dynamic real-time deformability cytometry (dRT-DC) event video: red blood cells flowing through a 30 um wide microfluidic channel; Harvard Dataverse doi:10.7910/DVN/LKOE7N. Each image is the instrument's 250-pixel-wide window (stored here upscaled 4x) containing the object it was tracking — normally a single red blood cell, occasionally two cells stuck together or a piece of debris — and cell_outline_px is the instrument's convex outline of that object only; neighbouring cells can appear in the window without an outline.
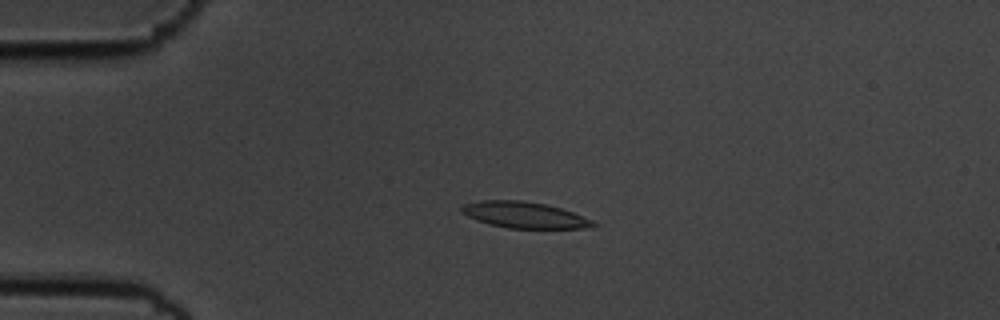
{"species": "common noctule bat (a hibernating species)", "species_latin": "Nyctalus noctula", "temperature_condition": "cold", "stored_images_in_passage": 56, "camera_frame_rate_fps": 3000, "um_per_image_px": 0.085, "animal": {"sex": "male", "body_mass_g": 19.5, "forearm_length_mm": 54.6}, "frame": {"image": 1, "passage_image": 13, "time_ms": 4.0, "image_size_px": [1000, 320], "cell_outline_px": [[596, 228], [508, 228], [488, 224], [476, 220], [460, 212], [460, 208], [464, 204], [480, 200], [520, 200], [544, 204], [560, 208], [572, 212], [592, 220], [596, 224]], "centroid_in_image_um": [44.55, 18.27], "position_along_channel_um": 40.5, "area_um2": 20.06}}
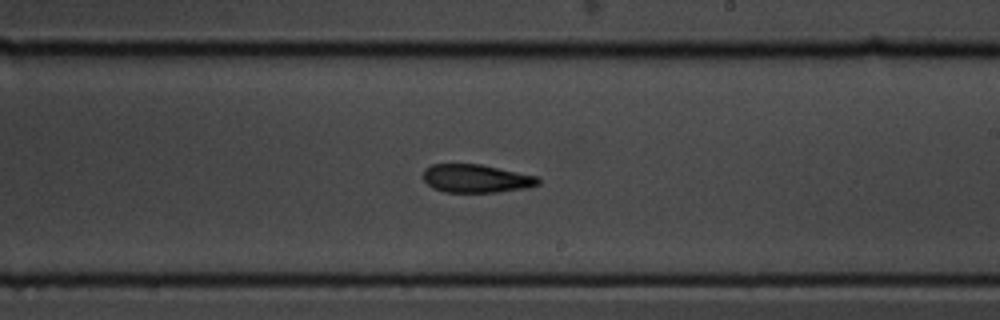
{"frame": {"image": 2, "passage_image": 33, "time_ms": 10.667, "image_size_px": [1000, 320], "cell_outline_px": [[540, 184], [524, 188], [496, 192], [444, 192], [432, 188], [424, 180], [424, 168], [432, 164], [480, 164], [540, 176]], "centroid_in_image_um": [40.49, 15.17], "position_along_channel_um": 248.5, "area_um2": 19.02}}
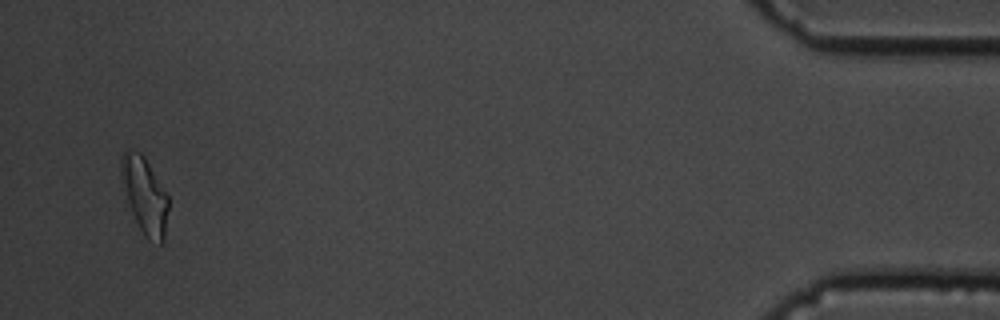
{"frame": {"image": 3, "passage_image": 54, "time_ms": 17.667, "image_size_px": [1000, 320], "cell_outline_px": [[168, 208], [164, 240], [160, 244], [148, 240], [144, 236], [132, 212], [120, 176], [120, 156], [128, 148], [140, 152], [144, 156], [168, 192]], "centroid_in_image_um": [12.31, 16.57], "position_along_channel_um": 422.9, "area_um2": 21.15}, "authors_computed_cell_mechanics": {"area_um2": 19.9988, "velocity_mm_per_s": 3.5798, "shape_relaxation_time_tau1_ms": 10.3708, "shape_relaxation_time_tau2_ms": 6.5943, "deformation_change_tau1": 0.2253, "deformation_change_tau2": 0.1586}}